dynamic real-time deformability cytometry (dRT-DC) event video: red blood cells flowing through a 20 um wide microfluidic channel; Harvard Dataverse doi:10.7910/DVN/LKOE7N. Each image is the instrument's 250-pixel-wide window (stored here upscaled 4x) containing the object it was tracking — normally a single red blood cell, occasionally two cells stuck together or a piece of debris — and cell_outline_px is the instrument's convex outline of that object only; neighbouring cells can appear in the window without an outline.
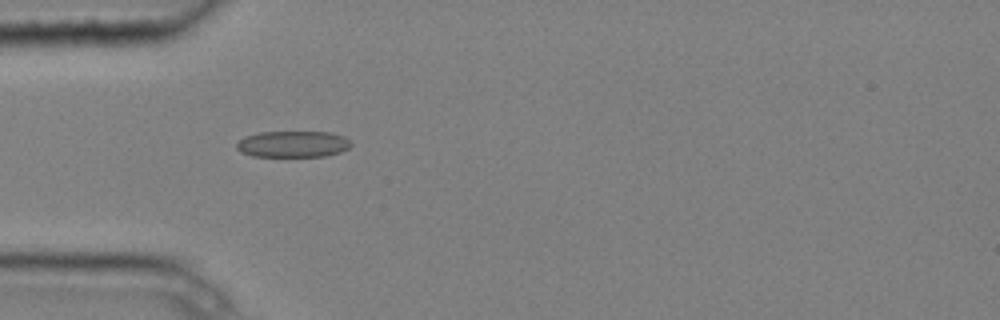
{"species": "common noctule bat (a hibernating species)", "species_latin": "Nyctalus noctula", "temperature_condition": "cold", "stored_images_in_passage": 4, "camera_frame_rate_fps": 3000, "um_per_image_px": 0.085, "animal": {"sex": "male", "body_mass_g": 20.4}, "frame": {"image": 1, "passage_image": 3, "time_ms": 0.667, "image_size_px": [1000, 320], "cell_outline_px": [[352, 144], [348, 148], [340, 152], [324, 156], [252, 156], [240, 152], [236, 148], [236, 144], [244, 136], [260, 132], [332, 132], [344, 136]], "centroid_in_image_um": [24.88, 12.24], "position_along_channel_um": 60.1, "area_um2": 17.57}}
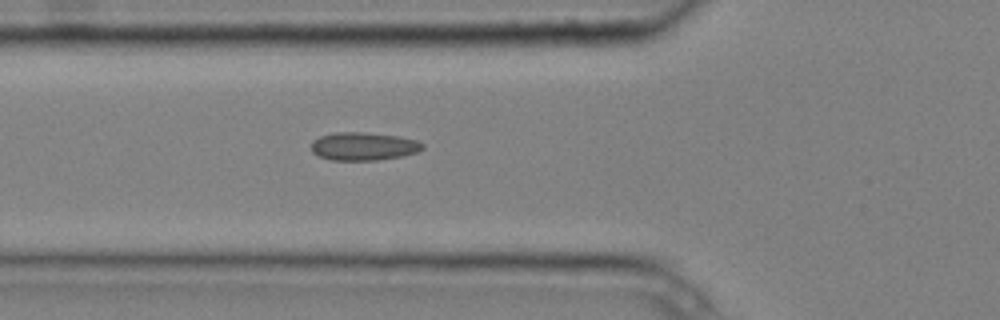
{"frame": {"image": 2, "passage_image": 4, "time_ms": 1.0, "image_size_px": [1000, 320], "cell_outline_px": [[424, 148], [416, 152], [400, 156], [376, 160], [332, 160], [320, 156], [312, 152], [312, 140], [320, 136], [336, 132], [360, 132], [396, 136], [416, 140], [424, 144]], "centroid_in_image_um": [30.88, 12.43], "position_along_channel_um": 94.9, "area_um2": 17.98}}